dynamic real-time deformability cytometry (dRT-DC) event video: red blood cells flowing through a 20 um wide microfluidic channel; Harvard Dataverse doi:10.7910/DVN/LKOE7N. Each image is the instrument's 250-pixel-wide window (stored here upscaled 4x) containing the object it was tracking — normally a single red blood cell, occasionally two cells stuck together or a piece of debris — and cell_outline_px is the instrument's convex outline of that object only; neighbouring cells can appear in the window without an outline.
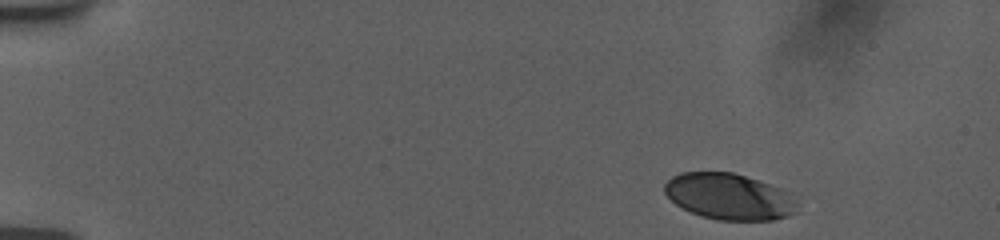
{"species": "human", "species_latin": "Homo sapiens", "temperature_condition": "room temperature", "stored_images_in_passage": 45, "camera_frame_rate_fps": 3000, "um_per_image_px": 0.085, "donor": {"sex": "female"}, "frame": {"image": 1, "passage_image": 1, "time_ms": 0.0, "image_size_px": [1000, 240], "cell_outline_px": [[800, 212], [788, 216], [772, 220], [716, 220], [700, 216], [676, 204], [664, 192], [664, 184], [672, 176], [680, 172], [732, 172], [760, 180], [780, 188], [788, 192], [796, 204]], "centroid_in_image_um": [61.99, 16.71], "position_along_channel_um": 23.0, "area_um2": 35.84}}
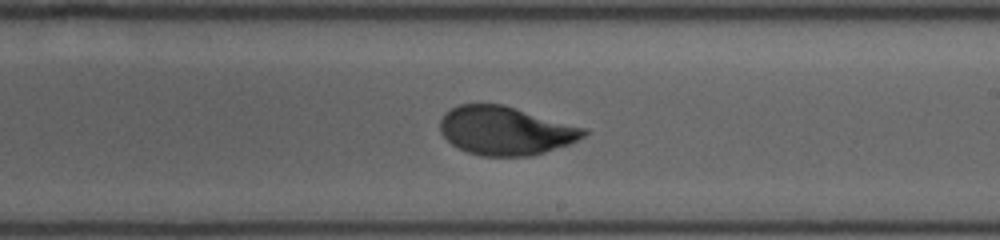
{"frame": {"image": 2, "passage_image": 24, "time_ms": 9.0, "image_size_px": [1000, 240], "cell_outline_px": [[588, 132], [584, 136], [568, 144], [532, 156], [480, 156], [468, 152], [452, 144], [440, 132], [440, 120], [444, 112], [460, 104], [504, 104], [588, 128]], "centroid_in_image_um": [42.98, 11.09], "position_along_channel_um": 246.0, "area_um2": 40.81}}
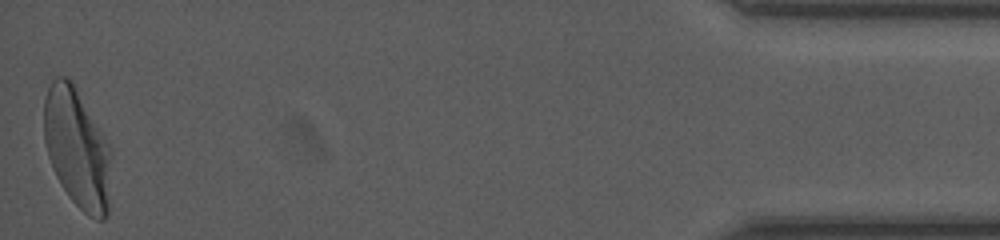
{"frame": {"image": 3, "passage_image": 45, "time_ms": 16.0, "image_size_px": [1000, 240], "cell_outline_px": [[112, 152], [108, 212], [104, 220], [96, 220], [88, 216], [72, 200], [56, 176], [48, 156], [44, 140], [44, 100], [48, 88], [52, 80], [56, 76], [68, 76], [72, 80], [112, 148]], "centroid_in_image_um": [6.57, 12.59], "position_along_channel_um": 428.6, "area_um2": 47.28}, "authors_computed_cell_mechanics": {"area_um2": 41.038, "velocity_mm_per_s": 3.7455, "shape_relaxation_time_tau1_ms": 4.3517, "shape_relaxation_time_tau2_ms": null, "deformation_change_tau1": 0.1813, "deformation_change_tau2": null}}